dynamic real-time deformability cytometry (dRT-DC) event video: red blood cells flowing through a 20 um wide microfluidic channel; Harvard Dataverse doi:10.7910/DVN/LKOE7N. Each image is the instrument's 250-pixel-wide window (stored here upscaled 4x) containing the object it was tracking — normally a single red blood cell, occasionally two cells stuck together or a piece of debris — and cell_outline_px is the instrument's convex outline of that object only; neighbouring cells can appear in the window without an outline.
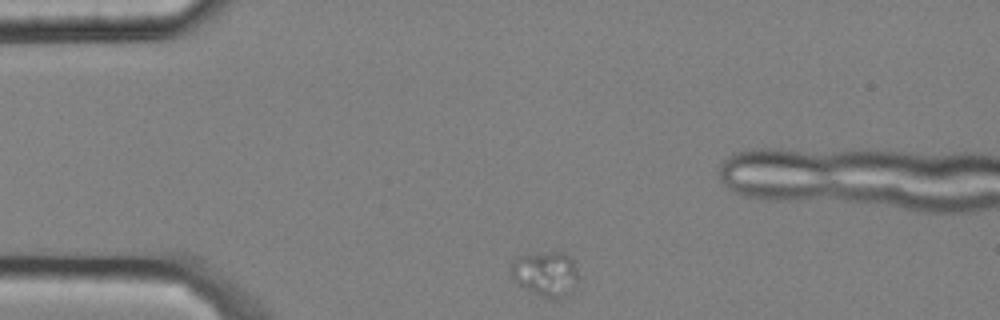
{"species": "common noctule bat (a hibernating species)", "species_latin": "Nyctalus noctula", "temperature_condition": "cold", "stored_images_in_passage": 39, "camera_frame_rate_fps": 3000, "um_per_image_px": 0.085, "animal": {"sex": "male", "body_mass_g": 20.4}, "frame": {"image": 1, "passage_image": 1, "time_ms": 0.0, "image_size_px": [1000, 320], "cell_outline_px": [[580, 276], [556, 300], [552, 300], [520, 284], [508, 272], [508, 268], [512, 260], [520, 256], [548, 252], [564, 252], [572, 260]], "centroid_in_image_um": [46.32, 23.21], "position_along_channel_um": 38.7, "area_um2": 16.88}}
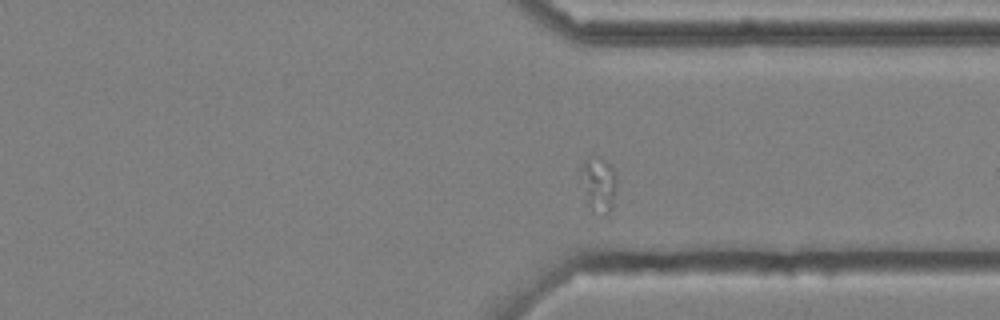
{"frame": {"image": 2, "passage_image": 31, "time_ms": 10.0, "image_size_px": [1000, 320], "cell_outline_px": [[616, 180], [612, 208], [608, 212], [604, 212], [588, 204], [580, 168], [584, 160], [600, 156], [616, 172]], "centroid_in_image_um": [50.9, 15.57], "position_along_channel_um": 360.5, "area_um2": 10.64}}
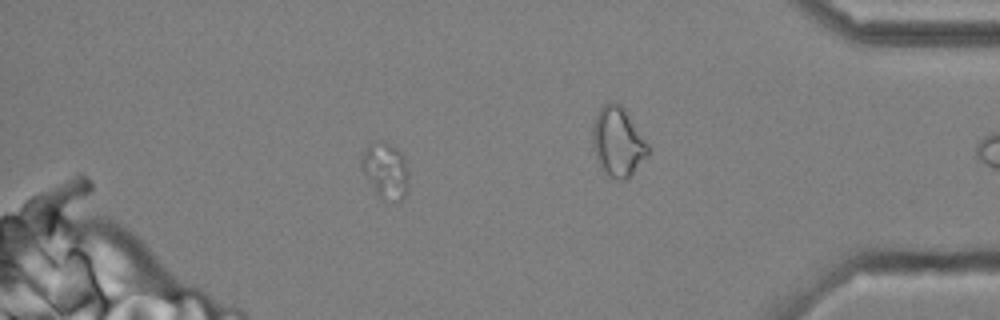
{"frame": {"image": 3, "passage_image": 38, "time_ms": 12.333, "image_size_px": [1000, 320], "cell_outline_px": [[408, 192], [400, 200], [380, 200], [360, 168], [360, 156], [368, 144], [380, 140], [384, 140], [396, 148], [404, 156], [408, 172]], "centroid_in_image_um": [32.75, 14.48], "position_along_channel_um": 402.5, "area_um2": 15.78}}